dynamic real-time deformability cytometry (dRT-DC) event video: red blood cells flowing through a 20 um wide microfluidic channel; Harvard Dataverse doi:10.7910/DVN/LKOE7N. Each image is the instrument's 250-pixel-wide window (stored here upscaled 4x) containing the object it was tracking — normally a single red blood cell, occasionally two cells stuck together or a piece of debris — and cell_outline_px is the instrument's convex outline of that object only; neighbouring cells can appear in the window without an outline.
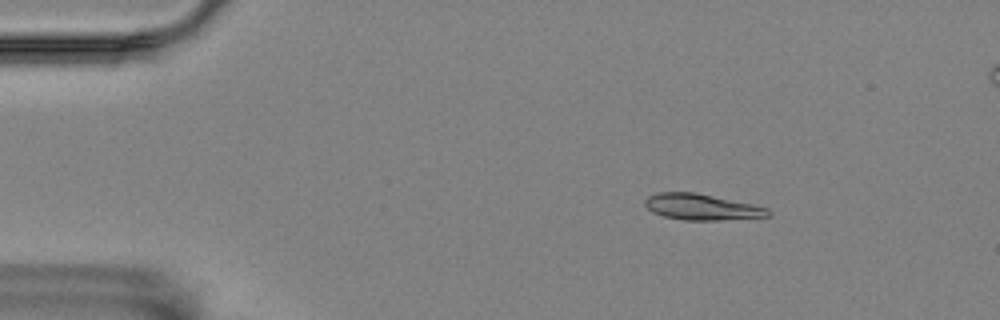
{"species": "Egyptian fruit bat (a non-hibernating species)", "species_latin": "Rousettus aegyptiacus", "temperature_condition": "room temperature", "stored_images_in_passage": 57, "segment_of_instrument_passage": [1, 2], "camera_frame_rate_fps": 3000, "um_per_image_px": 0.085, "animal": {"sex": "female"}, "frame": {"image": 1, "passage_image": 8, "time_ms": 2.333, "image_size_px": [1000, 320], "cell_outline_px": [[772, 216], [720, 220], [684, 220], [664, 216], [652, 212], [644, 204], [644, 200], [648, 196], [656, 192], [696, 192], [752, 204], [768, 208], [772, 212]], "centroid_in_image_um": [59.65, 17.59], "position_along_channel_um": 25.4, "area_um2": 18.79}}
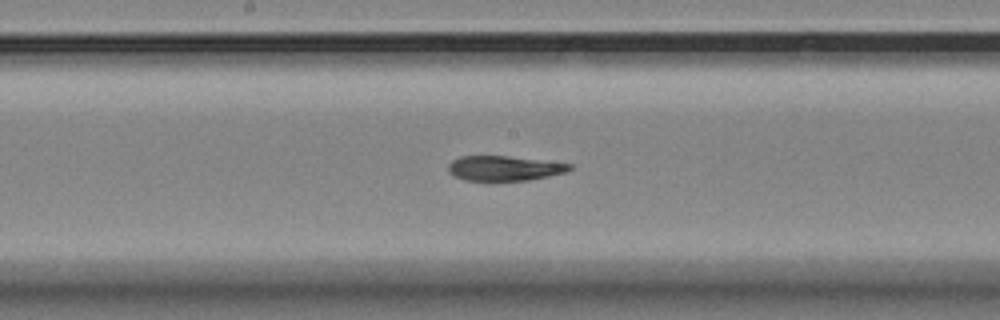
{"frame": {"image": 2, "passage_image": 29, "time_ms": 9.333, "image_size_px": [1000, 320], "cell_outline_px": [[572, 168], [568, 172], [528, 180], [492, 184], [464, 180], [448, 172], [448, 164], [452, 160], [460, 156], [508, 156], [572, 164]], "centroid_in_image_um": [42.82, 14.35], "position_along_channel_um": 205.4, "area_um2": 18.38}}
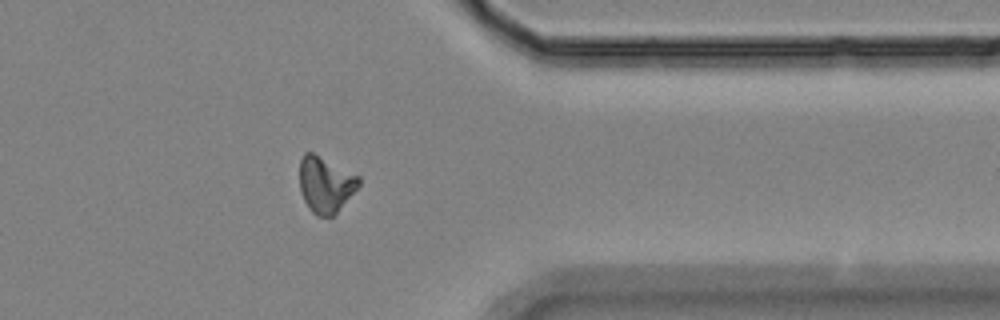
{"frame": {"image": 3, "passage_image": 45, "time_ms": 14.667, "image_size_px": [1000, 320], "cell_outline_px": [[360, 184], [336, 212], [332, 216], [316, 216], [308, 208], [300, 192], [300, 160], [304, 152], [312, 152], [360, 176]], "centroid_in_image_um": [27.64, 15.67], "position_along_channel_um": 383.8, "area_um2": 19.13}}